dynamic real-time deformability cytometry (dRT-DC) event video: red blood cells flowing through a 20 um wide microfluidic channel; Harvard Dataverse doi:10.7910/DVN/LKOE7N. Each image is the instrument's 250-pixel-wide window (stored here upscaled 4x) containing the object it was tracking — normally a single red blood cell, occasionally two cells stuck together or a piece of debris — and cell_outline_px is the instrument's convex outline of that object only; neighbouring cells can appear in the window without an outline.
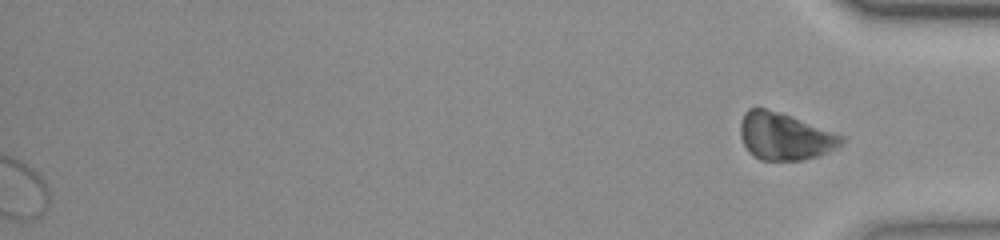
{"species": "common noctule bat (a hibernating species)", "species_latin": "Nyctalus noctula", "temperature_condition": "room temperature", "stored_images_in_passage": 46, "segment_of_instrument_passage": [2, 2], "camera_frame_rate_fps": 3000, "um_per_image_px": 0.085, "animal": {"sex": "female", "body_mass_g": 23.0, "forearm_length_mm": 53.4}, "frame": {"image": 1, "passage_image": 46, "time_ms": 15.0, "image_size_px": [1000, 240], "cell_outline_px": [[844, 140], [836, 148], [820, 156], [800, 160], [760, 160], [752, 156], [748, 152], [740, 136], [740, 124], [744, 112], [748, 108], [764, 108], [792, 116], [844, 136]], "centroid_in_image_um": [66.67, 11.6], "position_along_channel_um": 368.5, "area_um2": 27.8}}